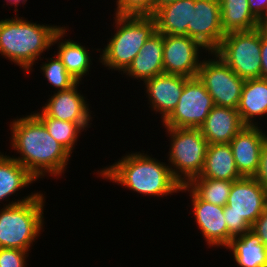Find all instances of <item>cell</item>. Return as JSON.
Segmentation results:
<instances>
[{
    "label": "cell",
    "instance_id": "obj_20",
    "mask_svg": "<svg viewBox=\"0 0 267 267\" xmlns=\"http://www.w3.org/2000/svg\"><path fill=\"white\" fill-rule=\"evenodd\" d=\"M195 0H177L159 7L152 15L156 20L157 32L173 36H188L192 26Z\"/></svg>",
    "mask_w": 267,
    "mask_h": 267
},
{
    "label": "cell",
    "instance_id": "obj_30",
    "mask_svg": "<svg viewBox=\"0 0 267 267\" xmlns=\"http://www.w3.org/2000/svg\"><path fill=\"white\" fill-rule=\"evenodd\" d=\"M28 251L0 248V267H27Z\"/></svg>",
    "mask_w": 267,
    "mask_h": 267
},
{
    "label": "cell",
    "instance_id": "obj_28",
    "mask_svg": "<svg viewBox=\"0 0 267 267\" xmlns=\"http://www.w3.org/2000/svg\"><path fill=\"white\" fill-rule=\"evenodd\" d=\"M54 52L52 58H45V62L40 66L45 79L57 91L70 89L77 81L68 73L65 66Z\"/></svg>",
    "mask_w": 267,
    "mask_h": 267
},
{
    "label": "cell",
    "instance_id": "obj_18",
    "mask_svg": "<svg viewBox=\"0 0 267 267\" xmlns=\"http://www.w3.org/2000/svg\"><path fill=\"white\" fill-rule=\"evenodd\" d=\"M164 73L163 34L155 32L141 47L139 54L123 72L127 77L143 81Z\"/></svg>",
    "mask_w": 267,
    "mask_h": 267
},
{
    "label": "cell",
    "instance_id": "obj_32",
    "mask_svg": "<svg viewBox=\"0 0 267 267\" xmlns=\"http://www.w3.org/2000/svg\"><path fill=\"white\" fill-rule=\"evenodd\" d=\"M267 247V207L252 225V229Z\"/></svg>",
    "mask_w": 267,
    "mask_h": 267
},
{
    "label": "cell",
    "instance_id": "obj_33",
    "mask_svg": "<svg viewBox=\"0 0 267 267\" xmlns=\"http://www.w3.org/2000/svg\"><path fill=\"white\" fill-rule=\"evenodd\" d=\"M251 13L262 23L267 20V0H248Z\"/></svg>",
    "mask_w": 267,
    "mask_h": 267
},
{
    "label": "cell",
    "instance_id": "obj_13",
    "mask_svg": "<svg viewBox=\"0 0 267 267\" xmlns=\"http://www.w3.org/2000/svg\"><path fill=\"white\" fill-rule=\"evenodd\" d=\"M220 13L219 0H195L188 36L198 41L208 52H214L225 36Z\"/></svg>",
    "mask_w": 267,
    "mask_h": 267
},
{
    "label": "cell",
    "instance_id": "obj_11",
    "mask_svg": "<svg viewBox=\"0 0 267 267\" xmlns=\"http://www.w3.org/2000/svg\"><path fill=\"white\" fill-rule=\"evenodd\" d=\"M202 51L208 53L206 48L189 36L163 34L164 73L188 78L197 77L202 62L199 58Z\"/></svg>",
    "mask_w": 267,
    "mask_h": 267
},
{
    "label": "cell",
    "instance_id": "obj_24",
    "mask_svg": "<svg viewBox=\"0 0 267 267\" xmlns=\"http://www.w3.org/2000/svg\"><path fill=\"white\" fill-rule=\"evenodd\" d=\"M36 181V178L18 161L0 152V203L5 199L8 201L11 195Z\"/></svg>",
    "mask_w": 267,
    "mask_h": 267
},
{
    "label": "cell",
    "instance_id": "obj_36",
    "mask_svg": "<svg viewBox=\"0 0 267 267\" xmlns=\"http://www.w3.org/2000/svg\"><path fill=\"white\" fill-rule=\"evenodd\" d=\"M175 1L177 0H156V10L161 6L173 3Z\"/></svg>",
    "mask_w": 267,
    "mask_h": 267
},
{
    "label": "cell",
    "instance_id": "obj_16",
    "mask_svg": "<svg viewBox=\"0 0 267 267\" xmlns=\"http://www.w3.org/2000/svg\"><path fill=\"white\" fill-rule=\"evenodd\" d=\"M188 79V77L178 74L163 73L143 83L149 108L151 107L152 111L161 114V122L175 109Z\"/></svg>",
    "mask_w": 267,
    "mask_h": 267
},
{
    "label": "cell",
    "instance_id": "obj_3",
    "mask_svg": "<svg viewBox=\"0 0 267 267\" xmlns=\"http://www.w3.org/2000/svg\"><path fill=\"white\" fill-rule=\"evenodd\" d=\"M17 15L0 20V54L30 73L36 61L42 60V53L52 48L61 25L37 24Z\"/></svg>",
    "mask_w": 267,
    "mask_h": 267
},
{
    "label": "cell",
    "instance_id": "obj_6",
    "mask_svg": "<svg viewBox=\"0 0 267 267\" xmlns=\"http://www.w3.org/2000/svg\"><path fill=\"white\" fill-rule=\"evenodd\" d=\"M266 207L267 190L254 177L233 181L223 212L228 233L237 237L250 231Z\"/></svg>",
    "mask_w": 267,
    "mask_h": 267
},
{
    "label": "cell",
    "instance_id": "obj_5",
    "mask_svg": "<svg viewBox=\"0 0 267 267\" xmlns=\"http://www.w3.org/2000/svg\"><path fill=\"white\" fill-rule=\"evenodd\" d=\"M113 27L115 34L108 39L101 51L99 61L111 71L124 72L139 54L145 41L156 31V20L153 16L116 15Z\"/></svg>",
    "mask_w": 267,
    "mask_h": 267
},
{
    "label": "cell",
    "instance_id": "obj_25",
    "mask_svg": "<svg viewBox=\"0 0 267 267\" xmlns=\"http://www.w3.org/2000/svg\"><path fill=\"white\" fill-rule=\"evenodd\" d=\"M221 25L225 34L250 31L263 24L251 13L248 0H219Z\"/></svg>",
    "mask_w": 267,
    "mask_h": 267
},
{
    "label": "cell",
    "instance_id": "obj_35",
    "mask_svg": "<svg viewBox=\"0 0 267 267\" xmlns=\"http://www.w3.org/2000/svg\"><path fill=\"white\" fill-rule=\"evenodd\" d=\"M5 1V0H4ZM7 4V6L8 5H13L14 7H15V9H14V11L17 13L18 11V8H16V7H18L19 5H21V2H22V4L24 5L25 4V2H27V0H6L5 1Z\"/></svg>",
    "mask_w": 267,
    "mask_h": 267
},
{
    "label": "cell",
    "instance_id": "obj_14",
    "mask_svg": "<svg viewBox=\"0 0 267 267\" xmlns=\"http://www.w3.org/2000/svg\"><path fill=\"white\" fill-rule=\"evenodd\" d=\"M79 84L81 83L77 82L70 89L54 92L41 110L49 117L77 123L86 131L92 124L90 121L93 117L89 108L90 104L78 90Z\"/></svg>",
    "mask_w": 267,
    "mask_h": 267
},
{
    "label": "cell",
    "instance_id": "obj_2",
    "mask_svg": "<svg viewBox=\"0 0 267 267\" xmlns=\"http://www.w3.org/2000/svg\"><path fill=\"white\" fill-rule=\"evenodd\" d=\"M119 161L96 173L118 185L145 196L167 197L179 193L182 185L174 178L169 165L143 152H128Z\"/></svg>",
    "mask_w": 267,
    "mask_h": 267
},
{
    "label": "cell",
    "instance_id": "obj_1",
    "mask_svg": "<svg viewBox=\"0 0 267 267\" xmlns=\"http://www.w3.org/2000/svg\"><path fill=\"white\" fill-rule=\"evenodd\" d=\"M10 147L20 156H11L35 178L64 175L72 155L47 131L44 124L32 113L13 119Z\"/></svg>",
    "mask_w": 267,
    "mask_h": 267
},
{
    "label": "cell",
    "instance_id": "obj_17",
    "mask_svg": "<svg viewBox=\"0 0 267 267\" xmlns=\"http://www.w3.org/2000/svg\"><path fill=\"white\" fill-rule=\"evenodd\" d=\"M244 127L237 109L215 105L199 129L208 144H225Z\"/></svg>",
    "mask_w": 267,
    "mask_h": 267
},
{
    "label": "cell",
    "instance_id": "obj_29",
    "mask_svg": "<svg viewBox=\"0 0 267 267\" xmlns=\"http://www.w3.org/2000/svg\"><path fill=\"white\" fill-rule=\"evenodd\" d=\"M116 15L152 16L156 0H116Z\"/></svg>",
    "mask_w": 267,
    "mask_h": 267
},
{
    "label": "cell",
    "instance_id": "obj_26",
    "mask_svg": "<svg viewBox=\"0 0 267 267\" xmlns=\"http://www.w3.org/2000/svg\"><path fill=\"white\" fill-rule=\"evenodd\" d=\"M45 126L48 133L60 143L71 154L74 152L75 144L79 135L84 130L77 124L70 121H62L47 116L42 110L32 112Z\"/></svg>",
    "mask_w": 267,
    "mask_h": 267
},
{
    "label": "cell",
    "instance_id": "obj_4",
    "mask_svg": "<svg viewBox=\"0 0 267 267\" xmlns=\"http://www.w3.org/2000/svg\"><path fill=\"white\" fill-rule=\"evenodd\" d=\"M45 197L39 191L3 204L0 209V248L31 250L44 227Z\"/></svg>",
    "mask_w": 267,
    "mask_h": 267
},
{
    "label": "cell",
    "instance_id": "obj_27",
    "mask_svg": "<svg viewBox=\"0 0 267 267\" xmlns=\"http://www.w3.org/2000/svg\"><path fill=\"white\" fill-rule=\"evenodd\" d=\"M232 181L211 178H193L187 186L201 199L218 206H226Z\"/></svg>",
    "mask_w": 267,
    "mask_h": 267
},
{
    "label": "cell",
    "instance_id": "obj_31",
    "mask_svg": "<svg viewBox=\"0 0 267 267\" xmlns=\"http://www.w3.org/2000/svg\"><path fill=\"white\" fill-rule=\"evenodd\" d=\"M254 178L267 190V140L262 146L259 168Z\"/></svg>",
    "mask_w": 267,
    "mask_h": 267
},
{
    "label": "cell",
    "instance_id": "obj_12",
    "mask_svg": "<svg viewBox=\"0 0 267 267\" xmlns=\"http://www.w3.org/2000/svg\"><path fill=\"white\" fill-rule=\"evenodd\" d=\"M189 192L192 213L205 242L210 247H227L233 238L227 229L224 217V207L213 205L201 200L187 185L181 187L180 192ZM210 246V247H209Z\"/></svg>",
    "mask_w": 267,
    "mask_h": 267
},
{
    "label": "cell",
    "instance_id": "obj_8",
    "mask_svg": "<svg viewBox=\"0 0 267 267\" xmlns=\"http://www.w3.org/2000/svg\"><path fill=\"white\" fill-rule=\"evenodd\" d=\"M261 26L225 34L214 51L240 78H261Z\"/></svg>",
    "mask_w": 267,
    "mask_h": 267
},
{
    "label": "cell",
    "instance_id": "obj_7",
    "mask_svg": "<svg viewBox=\"0 0 267 267\" xmlns=\"http://www.w3.org/2000/svg\"><path fill=\"white\" fill-rule=\"evenodd\" d=\"M165 128L170 137L167 164L174 178L187 185L200 176L209 144L199 128Z\"/></svg>",
    "mask_w": 267,
    "mask_h": 267
},
{
    "label": "cell",
    "instance_id": "obj_34",
    "mask_svg": "<svg viewBox=\"0 0 267 267\" xmlns=\"http://www.w3.org/2000/svg\"><path fill=\"white\" fill-rule=\"evenodd\" d=\"M261 78L267 79V31L261 26Z\"/></svg>",
    "mask_w": 267,
    "mask_h": 267
},
{
    "label": "cell",
    "instance_id": "obj_23",
    "mask_svg": "<svg viewBox=\"0 0 267 267\" xmlns=\"http://www.w3.org/2000/svg\"><path fill=\"white\" fill-rule=\"evenodd\" d=\"M225 249L239 267H267V247L253 230L233 237Z\"/></svg>",
    "mask_w": 267,
    "mask_h": 267
},
{
    "label": "cell",
    "instance_id": "obj_15",
    "mask_svg": "<svg viewBox=\"0 0 267 267\" xmlns=\"http://www.w3.org/2000/svg\"><path fill=\"white\" fill-rule=\"evenodd\" d=\"M262 129L260 125L245 126L229 143L243 177H254L258 171L261 149L267 140V131Z\"/></svg>",
    "mask_w": 267,
    "mask_h": 267
},
{
    "label": "cell",
    "instance_id": "obj_22",
    "mask_svg": "<svg viewBox=\"0 0 267 267\" xmlns=\"http://www.w3.org/2000/svg\"><path fill=\"white\" fill-rule=\"evenodd\" d=\"M200 178L237 181L243 176L238 172L229 143L209 144Z\"/></svg>",
    "mask_w": 267,
    "mask_h": 267
},
{
    "label": "cell",
    "instance_id": "obj_10",
    "mask_svg": "<svg viewBox=\"0 0 267 267\" xmlns=\"http://www.w3.org/2000/svg\"><path fill=\"white\" fill-rule=\"evenodd\" d=\"M214 106L212 97L199 78H189L178 104L162 125L171 128H200Z\"/></svg>",
    "mask_w": 267,
    "mask_h": 267
},
{
    "label": "cell",
    "instance_id": "obj_21",
    "mask_svg": "<svg viewBox=\"0 0 267 267\" xmlns=\"http://www.w3.org/2000/svg\"><path fill=\"white\" fill-rule=\"evenodd\" d=\"M237 111L245 126H258L255 118L267 117V79L245 80Z\"/></svg>",
    "mask_w": 267,
    "mask_h": 267
},
{
    "label": "cell",
    "instance_id": "obj_37",
    "mask_svg": "<svg viewBox=\"0 0 267 267\" xmlns=\"http://www.w3.org/2000/svg\"><path fill=\"white\" fill-rule=\"evenodd\" d=\"M263 26H264V28H265L266 31H267V20L264 22Z\"/></svg>",
    "mask_w": 267,
    "mask_h": 267
},
{
    "label": "cell",
    "instance_id": "obj_19",
    "mask_svg": "<svg viewBox=\"0 0 267 267\" xmlns=\"http://www.w3.org/2000/svg\"><path fill=\"white\" fill-rule=\"evenodd\" d=\"M65 26L54 35L52 46L57 44L56 55L65 66L68 73L77 81L82 82L83 78L89 74L92 59L89 48H86L78 41L63 39L69 28ZM88 72V73H87ZM84 76V77H83Z\"/></svg>",
    "mask_w": 267,
    "mask_h": 267
},
{
    "label": "cell",
    "instance_id": "obj_9",
    "mask_svg": "<svg viewBox=\"0 0 267 267\" xmlns=\"http://www.w3.org/2000/svg\"><path fill=\"white\" fill-rule=\"evenodd\" d=\"M207 58L202 59L197 77L212 97L214 105L237 109L245 80L214 52H208Z\"/></svg>",
    "mask_w": 267,
    "mask_h": 267
}]
</instances>
